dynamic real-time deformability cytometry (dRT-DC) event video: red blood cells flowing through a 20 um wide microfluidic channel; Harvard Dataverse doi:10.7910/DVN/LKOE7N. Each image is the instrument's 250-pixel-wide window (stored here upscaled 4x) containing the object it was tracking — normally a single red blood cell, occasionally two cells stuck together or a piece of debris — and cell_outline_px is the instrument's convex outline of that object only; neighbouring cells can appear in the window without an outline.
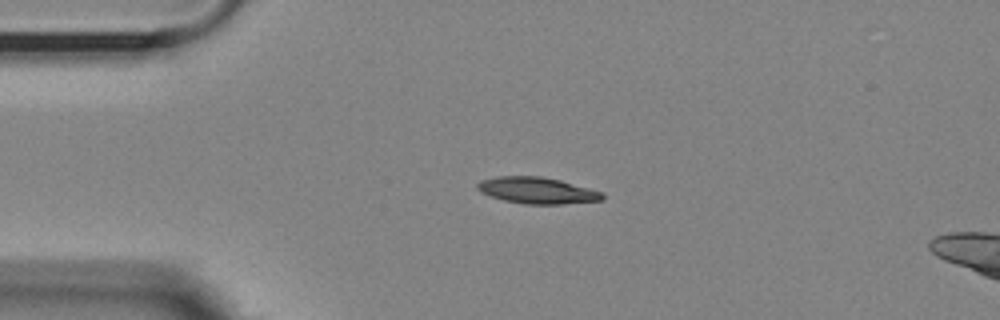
{"species": "Egyptian fruit bat (a non-hibernating species)", "species_latin": "Rousettus aegyptiacus", "temperature_condition": "room temperature", "stored_images_in_passage": 45, "camera_frame_rate_fps": 3000, "um_per_image_px": 0.085, "animal": {"sex": "female"}, "frame": {"image": 1, "passage_image": 1, "time_ms": 0.0, "image_size_px": [1000, 320], "cell_outline_px": [[604, 200], [564, 204], [524, 204], [504, 200], [480, 192], [476, 188], [476, 184], [480, 180], [496, 176], [540, 176], [560, 180], [604, 192]], "centroid_in_image_um": [45.66, 16.19], "position_along_channel_um": 39.3, "area_um2": 19.36}}
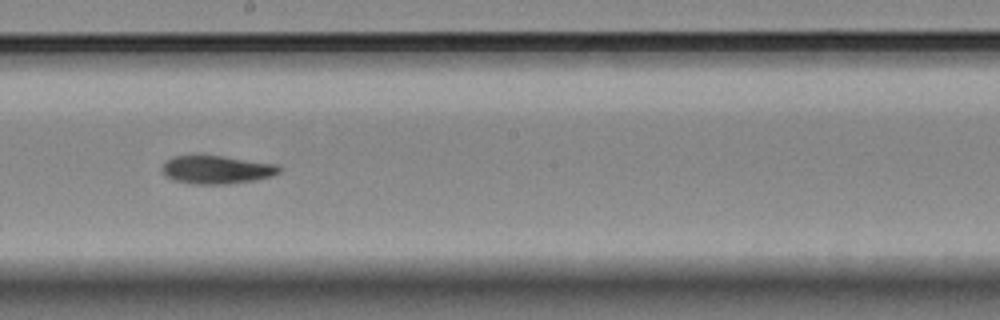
{"frame": {"image": 2, "passage_image": 19, "time_ms": 6.0, "image_size_px": [1000, 320], "cell_outline_px": [[280, 172], [272, 176], [256, 180], [228, 184], [192, 184], [176, 180], [168, 176], [160, 168], [164, 160], [176, 156], [220, 156], [276, 164], [280, 168]], "centroid_in_image_um": [18.41, 14.43], "position_along_channel_um": 229.8, "area_um2": 19.02}}
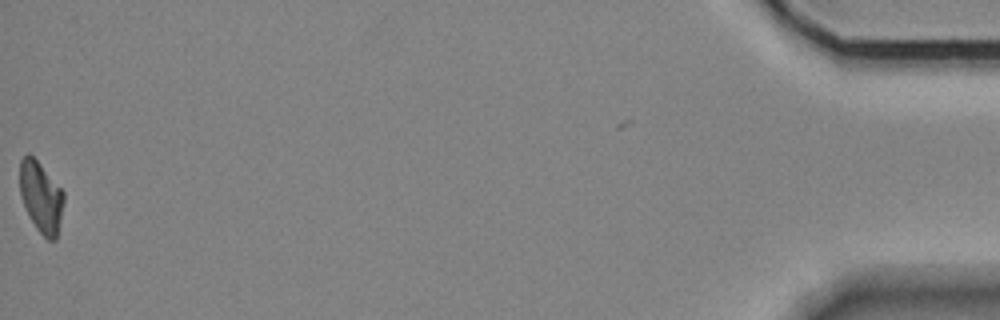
{"frame": {"image": 3, "passage_image": 44, "time_ms": 14.333, "image_size_px": [1000, 320], "cell_outline_px": [[64, 200], [56, 240], [48, 240], [36, 228], [24, 204], [20, 192], [20, 160], [28, 152], [40, 164], [64, 192]], "centroid_in_image_um": [3.49, 16.74], "position_along_channel_um": 431.7, "area_um2": 17.74}, "authors_computed_cell_mechanics": {"area_um2": 19.1896, "velocity_mm_per_s": 3.5943, "shape_relaxation_time_tau1_ms": 8.4192, "shape_relaxation_time_tau2_ms": 6.2877, "deformation_change_tau1": 0.2067, "deformation_change_tau2": 0.1206}}